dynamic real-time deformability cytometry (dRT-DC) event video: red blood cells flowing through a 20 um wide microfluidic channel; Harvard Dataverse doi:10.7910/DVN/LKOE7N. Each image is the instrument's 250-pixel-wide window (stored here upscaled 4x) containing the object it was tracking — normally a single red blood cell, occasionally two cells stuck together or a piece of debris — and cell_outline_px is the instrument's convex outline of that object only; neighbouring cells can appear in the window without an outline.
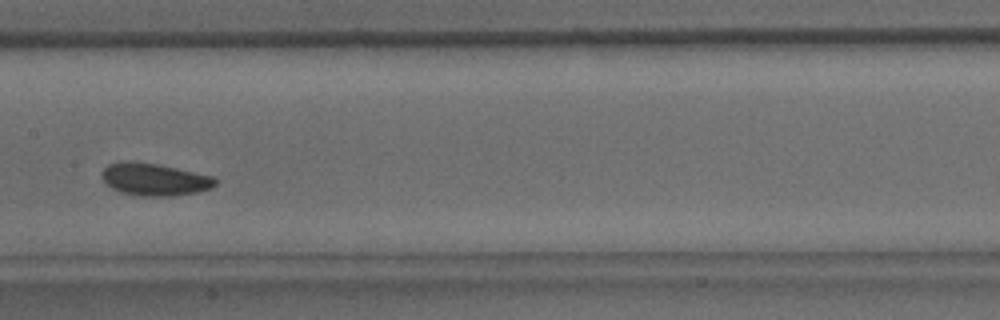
{"species": "common noctule bat (a hibernating species)", "species_latin": "Nyctalus noctula", "temperature_condition": "warm", "stored_images_in_passage": 36, "camera_frame_rate_fps": 3000, "um_per_image_px": 0.085, "animal": {"sex": "male", "body_mass_g": 15.6}, "frame": {"image": 1, "passage_image": 16, "time_ms": 5.0, "image_size_px": [1000, 320], "cell_outline_px": [[216, 184], [212, 188], [196, 192], [172, 196], [144, 196], [120, 192], [112, 188], [100, 176], [100, 172], [108, 164], [156, 164], [176, 168], [212, 176], [216, 180]], "centroid_in_image_um": [13.16, 15.29], "position_along_channel_um": 194.2, "area_um2": 20.58}}
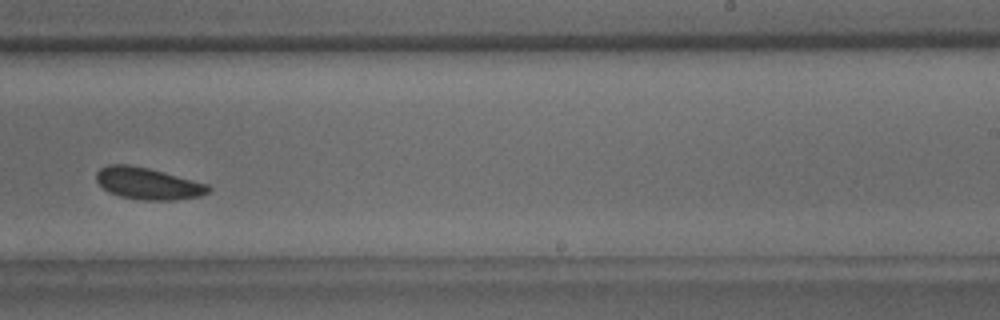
{"frame": {"image": 2, "passage_image": 21, "time_ms": 6.667, "image_size_px": [1000, 320], "cell_outline_px": [[212, 188], [208, 192], [200, 196], [172, 200], [144, 200], [120, 196], [108, 192], [96, 180], [96, 172], [100, 168], [108, 164], [128, 164], [148, 168], [208, 184]], "centroid_in_image_um": [12.55, 15.59], "position_along_channel_um": 276.4, "area_um2": 20.63}}
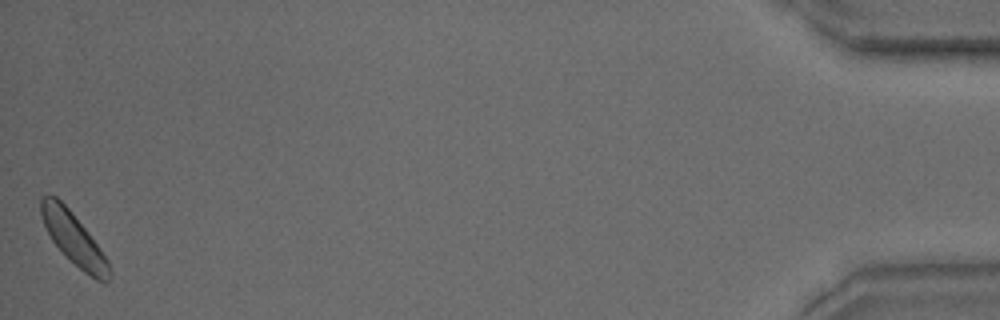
{"frame": {"image": 3, "passage_image": 36, "time_ms": 11.667, "image_size_px": [1000, 320], "cell_outline_px": [[112, 276], [104, 284], [96, 280], [84, 272], [68, 260], [52, 240], [44, 224], [40, 212], [40, 196], [56, 196], [68, 208], [88, 232], [100, 248], [108, 260], [112, 272]], "centroid_in_image_um": [6.29, 20.35], "position_along_channel_um": 428.9, "area_um2": 20.63}}